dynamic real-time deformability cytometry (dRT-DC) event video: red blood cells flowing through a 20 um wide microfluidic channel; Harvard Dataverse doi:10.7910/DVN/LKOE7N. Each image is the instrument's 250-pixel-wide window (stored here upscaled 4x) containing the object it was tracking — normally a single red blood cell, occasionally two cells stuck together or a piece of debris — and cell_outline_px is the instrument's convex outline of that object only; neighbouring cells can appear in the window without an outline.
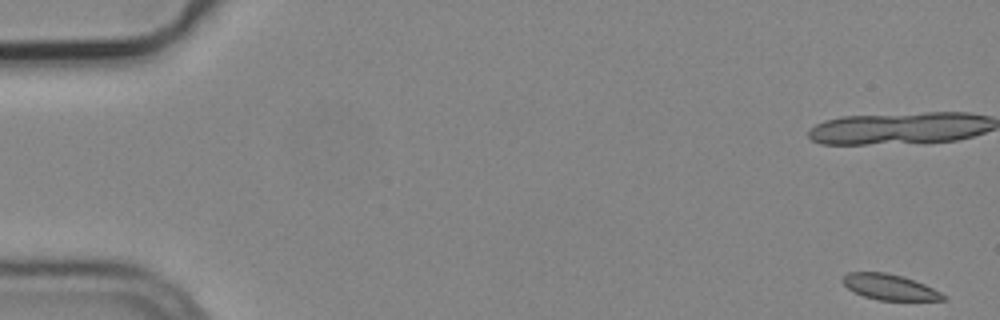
{"species": "common noctule bat (a hibernating species)", "species_latin": "Nyctalus noctula", "temperature_condition": "cold", "stored_images_in_passage": 5, "camera_frame_rate_fps": 3000, "um_per_image_px": 0.085, "animal": {"sex": "male", "body_mass_g": 19.2, "forearm_length_mm": 51.8}, "frame": {"image": 1, "passage_image": 1, "time_ms": 0.0, "image_size_px": [1000, 320], "cell_outline_px": [[948, 300], [880, 300], [864, 296], [848, 288], [840, 280], [848, 272], [884, 272], [900, 276], [924, 284], [948, 296]], "centroid_in_image_um": [75.63, 24.4], "position_along_channel_um": 9.4, "area_um2": 14.8}}